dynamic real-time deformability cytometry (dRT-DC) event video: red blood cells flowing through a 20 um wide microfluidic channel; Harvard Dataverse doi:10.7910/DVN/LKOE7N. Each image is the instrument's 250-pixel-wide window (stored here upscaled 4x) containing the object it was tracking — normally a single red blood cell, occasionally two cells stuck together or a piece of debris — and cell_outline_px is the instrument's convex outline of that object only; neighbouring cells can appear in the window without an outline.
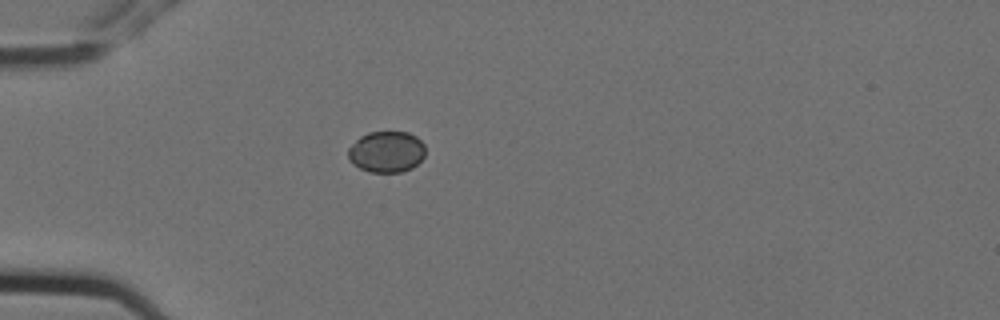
{"species": "Egyptian fruit bat (a non-hibernating species)", "species_latin": "Rousettus aegyptiacus", "temperature_condition": "cold", "stored_images_in_passage": 2, "camera_frame_rate_fps": 3000, "um_per_image_px": 0.085, "animal": {"sex": "female"}, "frame": {"image": 1, "passage_image": 1, "time_ms": 0.0, "image_size_px": [1000, 320], "cell_outline_px": [[424, 156], [412, 168], [400, 172], [368, 172], [352, 164], [348, 160], [348, 148], [360, 136], [368, 132], [408, 132], [416, 136], [424, 144]], "centroid_in_image_um": [32.83, 12.9], "position_along_channel_um": 52.2, "area_um2": 18.61}}